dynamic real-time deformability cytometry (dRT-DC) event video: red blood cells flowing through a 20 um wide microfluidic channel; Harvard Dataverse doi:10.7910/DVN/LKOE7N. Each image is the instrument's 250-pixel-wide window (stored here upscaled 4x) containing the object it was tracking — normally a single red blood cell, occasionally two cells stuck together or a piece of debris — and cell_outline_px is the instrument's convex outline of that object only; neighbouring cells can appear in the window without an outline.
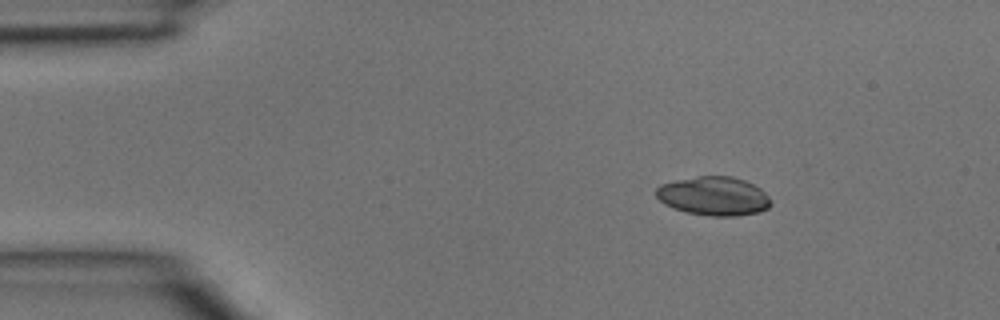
{"species": "common noctule bat (a hibernating species)", "species_latin": "Nyctalus noctula", "temperature_condition": "room temperature", "stored_images_in_passage": 3, "camera_frame_rate_fps": 3000, "um_per_image_px": 0.085, "animal": {"sex": "male", "body_mass_g": 15.6}, "frame": {"image": 1, "passage_image": 1, "time_ms": 0.0, "image_size_px": [1000, 320], "cell_outline_px": [[772, 204], [768, 208], [756, 212], [736, 216], [712, 216], [688, 212], [664, 204], [656, 196], [656, 188], [660, 184], [676, 180], [696, 176], [732, 176], [744, 180], [760, 188], [768, 196]], "centroid_in_image_um": [60.66, 16.65], "position_along_channel_um": 24.3, "area_um2": 25.78}}
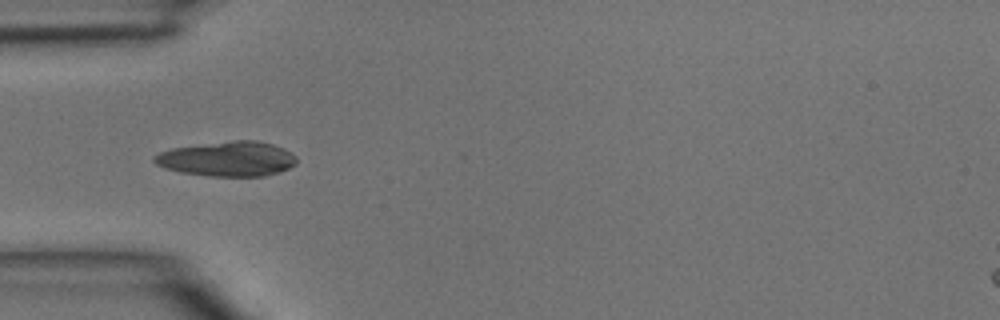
{"frame": {"image": 2, "passage_image": 3, "time_ms": 0.667, "image_size_px": [1000, 320], "cell_outline_px": [[296, 164], [280, 172], [264, 176], [208, 176], [180, 172], [164, 168], [156, 164], [152, 160], [152, 156], [160, 152], [172, 148], [236, 140], [256, 140], [272, 144], [284, 148], [296, 156]], "centroid_in_image_um": [19.33, 13.51], "position_along_channel_um": 65.7, "area_um2": 28.9}}